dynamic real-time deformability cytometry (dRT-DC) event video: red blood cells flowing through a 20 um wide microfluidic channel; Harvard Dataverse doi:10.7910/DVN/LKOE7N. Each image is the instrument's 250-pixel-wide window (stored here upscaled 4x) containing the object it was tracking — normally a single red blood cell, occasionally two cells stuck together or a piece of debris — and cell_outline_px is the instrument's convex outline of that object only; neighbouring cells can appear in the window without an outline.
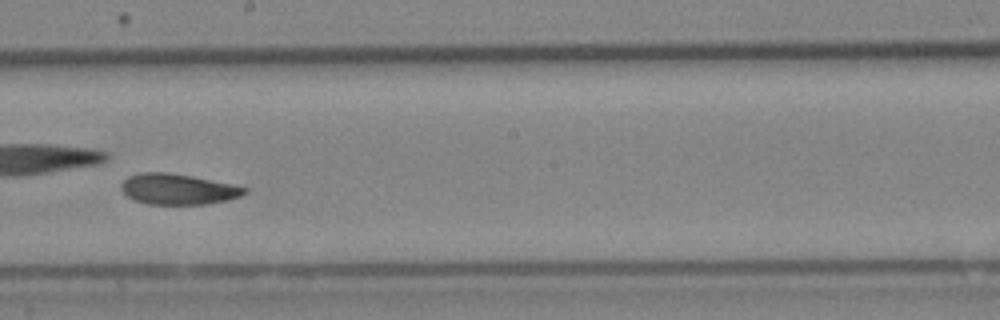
{"species": "Egyptian fruit bat (a non-hibernating species)", "species_latin": "Rousettus aegyptiacus", "temperature_condition": "cold", "stored_images_in_passage": 34, "camera_frame_rate_fps": 3000, "um_per_image_px": 0.085, "animal": {"sex": "female"}, "frame": {"image": 1, "passage_image": 15, "time_ms": 4.667, "image_size_px": [1000, 320], "cell_outline_px": [[248, 192], [240, 196], [228, 200], [208, 204], [148, 204], [132, 200], [120, 188], [120, 184], [128, 176], [140, 172], [164, 172], [192, 176], [232, 184], [248, 188]], "centroid_in_image_um": [15.12, 16.08], "position_along_channel_um": 233.1, "area_um2": 22.14}, "authors_computed_cell_mechanics": {"area_um2": 22.5131, "velocity_mm_per_s": 3.8935, "shape_relaxation_time_tau1_ms": 3.7592, "shape_relaxation_time_tau2_ms": 3.8348, "deformation_change_tau1": 0.1046, "deformation_change_tau2": 0.0708}}